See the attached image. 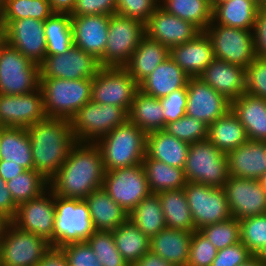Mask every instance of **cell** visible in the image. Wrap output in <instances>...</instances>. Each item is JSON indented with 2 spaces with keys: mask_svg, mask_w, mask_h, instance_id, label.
<instances>
[{
  "mask_svg": "<svg viewBox=\"0 0 266 266\" xmlns=\"http://www.w3.org/2000/svg\"><path fill=\"white\" fill-rule=\"evenodd\" d=\"M199 78L229 101L246 92L245 68L223 60L215 58Z\"/></svg>",
  "mask_w": 266,
  "mask_h": 266,
  "instance_id": "obj_23",
  "label": "cell"
},
{
  "mask_svg": "<svg viewBox=\"0 0 266 266\" xmlns=\"http://www.w3.org/2000/svg\"><path fill=\"white\" fill-rule=\"evenodd\" d=\"M101 66L99 60L75 45L63 54L49 55L39 64L40 78H93Z\"/></svg>",
  "mask_w": 266,
  "mask_h": 266,
  "instance_id": "obj_16",
  "label": "cell"
},
{
  "mask_svg": "<svg viewBox=\"0 0 266 266\" xmlns=\"http://www.w3.org/2000/svg\"><path fill=\"white\" fill-rule=\"evenodd\" d=\"M111 15L71 16L73 45L102 63Z\"/></svg>",
  "mask_w": 266,
  "mask_h": 266,
  "instance_id": "obj_22",
  "label": "cell"
},
{
  "mask_svg": "<svg viewBox=\"0 0 266 266\" xmlns=\"http://www.w3.org/2000/svg\"><path fill=\"white\" fill-rule=\"evenodd\" d=\"M169 56L168 47L144 36L123 68L140 84Z\"/></svg>",
  "mask_w": 266,
  "mask_h": 266,
  "instance_id": "obj_30",
  "label": "cell"
},
{
  "mask_svg": "<svg viewBox=\"0 0 266 266\" xmlns=\"http://www.w3.org/2000/svg\"><path fill=\"white\" fill-rule=\"evenodd\" d=\"M45 118L40 87L21 95L0 94V127L28 128Z\"/></svg>",
  "mask_w": 266,
  "mask_h": 266,
  "instance_id": "obj_18",
  "label": "cell"
},
{
  "mask_svg": "<svg viewBox=\"0 0 266 266\" xmlns=\"http://www.w3.org/2000/svg\"><path fill=\"white\" fill-rule=\"evenodd\" d=\"M25 170L26 169H24L22 166L17 165L12 161L7 162L4 160H0V177L6 182L20 175Z\"/></svg>",
  "mask_w": 266,
  "mask_h": 266,
  "instance_id": "obj_58",
  "label": "cell"
},
{
  "mask_svg": "<svg viewBox=\"0 0 266 266\" xmlns=\"http://www.w3.org/2000/svg\"><path fill=\"white\" fill-rule=\"evenodd\" d=\"M190 144L163 130L146 136V155L169 166L184 169Z\"/></svg>",
  "mask_w": 266,
  "mask_h": 266,
  "instance_id": "obj_31",
  "label": "cell"
},
{
  "mask_svg": "<svg viewBox=\"0 0 266 266\" xmlns=\"http://www.w3.org/2000/svg\"><path fill=\"white\" fill-rule=\"evenodd\" d=\"M158 6L159 0H116V14L145 24Z\"/></svg>",
  "mask_w": 266,
  "mask_h": 266,
  "instance_id": "obj_49",
  "label": "cell"
},
{
  "mask_svg": "<svg viewBox=\"0 0 266 266\" xmlns=\"http://www.w3.org/2000/svg\"><path fill=\"white\" fill-rule=\"evenodd\" d=\"M144 166L151 193L177 190L185 187L187 179L184 169L169 166L145 155Z\"/></svg>",
  "mask_w": 266,
  "mask_h": 266,
  "instance_id": "obj_38",
  "label": "cell"
},
{
  "mask_svg": "<svg viewBox=\"0 0 266 266\" xmlns=\"http://www.w3.org/2000/svg\"><path fill=\"white\" fill-rule=\"evenodd\" d=\"M145 36L169 49L194 39L202 31L188 21L168 13L160 5L144 24Z\"/></svg>",
  "mask_w": 266,
  "mask_h": 266,
  "instance_id": "obj_21",
  "label": "cell"
},
{
  "mask_svg": "<svg viewBox=\"0 0 266 266\" xmlns=\"http://www.w3.org/2000/svg\"><path fill=\"white\" fill-rule=\"evenodd\" d=\"M112 235L118 251L130 266L150 250V238L130 219L112 230Z\"/></svg>",
  "mask_w": 266,
  "mask_h": 266,
  "instance_id": "obj_37",
  "label": "cell"
},
{
  "mask_svg": "<svg viewBox=\"0 0 266 266\" xmlns=\"http://www.w3.org/2000/svg\"><path fill=\"white\" fill-rule=\"evenodd\" d=\"M53 247L87 241L94 233L90 212L85 200L55 195Z\"/></svg>",
  "mask_w": 266,
  "mask_h": 266,
  "instance_id": "obj_5",
  "label": "cell"
},
{
  "mask_svg": "<svg viewBox=\"0 0 266 266\" xmlns=\"http://www.w3.org/2000/svg\"><path fill=\"white\" fill-rule=\"evenodd\" d=\"M256 57L266 59V9L259 8L253 29Z\"/></svg>",
  "mask_w": 266,
  "mask_h": 266,
  "instance_id": "obj_55",
  "label": "cell"
},
{
  "mask_svg": "<svg viewBox=\"0 0 266 266\" xmlns=\"http://www.w3.org/2000/svg\"><path fill=\"white\" fill-rule=\"evenodd\" d=\"M10 222L11 220L0 211V235L5 231V228Z\"/></svg>",
  "mask_w": 266,
  "mask_h": 266,
  "instance_id": "obj_63",
  "label": "cell"
},
{
  "mask_svg": "<svg viewBox=\"0 0 266 266\" xmlns=\"http://www.w3.org/2000/svg\"><path fill=\"white\" fill-rule=\"evenodd\" d=\"M139 84L123 67H101L92 78L91 101L130 109Z\"/></svg>",
  "mask_w": 266,
  "mask_h": 266,
  "instance_id": "obj_12",
  "label": "cell"
},
{
  "mask_svg": "<svg viewBox=\"0 0 266 266\" xmlns=\"http://www.w3.org/2000/svg\"><path fill=\"white\" fill-rule=\"evenodd\" d=\"M50 247L46 239L10 222L0 235L1 266H37Z\"/></svg>",
  "mask_w": 266,
  "mask_h": 266,
  "instance_id": "obj_10",
  "label": "cell"
},
{
  "mask_svg": "<svg viewBox=\"0 0 266 266\" xmlns=\"http://www.w3.org/2000/svg\"><path fill=\"white\" fill-rule=\"evenodd\" d=\"M4 22L5 41L31 61L40 64L46 58L45 21L23 18Z\"/></svg>",
  "mask_w": 266,
  "mask_h": 266,
  "instance_id": "obj_20",
  "label": "cell"
},
{
  "mask_svg": "<svg viewBox=\"0 0 266 266\" xmlns=\"http://www.w3.org/2000/svg\"><path fill=\"white\" fill-rule=\"evenodd\" d=\"M6 185L14 202L19 205L40 196L49 188V181L33 169L25 170Z\"/></svg>",
  "mask_w": 266,
  "mask_h": 266,
  "instance_id": "obj_42",
  "label": "cell"
},
{
  "mask_svg": "<svg viewBox=\"0 0 266 266\" xmlns=\"http://www.w3.org/2000/svg\"><path fill=\"white\" fill-rule=\"evenodd\" d=\"M241 242L254 256L266 252V214L240 220Z\"/></svg>",
  "mask_w": 266,
  "mask_h": 266,
  "instance_id": "obj_43",
  "label": "cell"
},
{
  "mask_svg": "<svg viewBox=\"0 0 266 266\" xmlns=\"http://www.w3.org/2000/svg\"><path fill=\"white\" fill-rule=\"evenodd\" d=\"M46 117L71 120L78 110L91 101L92 78H40Z\"/></svg>",
  "mask_w": 266,
  "mask_h": 266,
  "instance_id": "obj_4",
  "label": "cell"
},
{
  "mask_svg": "<svg viewBox=\"0 0 266 266\" xmlns=\"http://www.w3.org/2000/svg\"><path fill=\"white\" fill-rule=\"evenodd\" d=\"M102 188L127 213L151 194L143 164L105 171Z\"/></svg>",
  "mask_w": 266,
  "mask_h": 266,
  "instance_id": "obj_13",
  "label": "cell"
},
{
  "mask_svg": "<svg viewBox=\"0 0 266 266\" xmlns=\"http://www.w3.org/2000/svg\"><path fill=\"white\" fill-rule=\"evenodd\" d=\"M186 115L210 125L231 109V101L199 77L187 82Z\"/></svg>",
  "mask_w": 266,
  "mask_h": 266,
  "instance_id": "obj_19",
  "label": "cell"
},
{
  "mask_svg": "<svg viewBox=\"0 0 266 266\" xmlns=\"http://www.w3.org/2000/svg\"><path fill=\"white\" fill-rule=\"evenodd\" d=\"M229 176L259 179L266 173V142L247 140L227 153Z\"/></svg>",
  "mask_w": 266,
  "mask_h": 266,
  "instance_id": "obj_24",
  "label": "cell"
},
{
  "mask_svg": "<svg viewBox=\"0 0 266 266\" xmlns=\"http://www.w3.org/2000/svg\"><path fill=\"white\" fill-rule=\"evenodd\" d=\"M87 242L102 266H130L118 251L112 231L95 230Z\"/></svg>",
  "mask_w": 266,
  "mask_h": 266,
  "instance_id": "obj_45",
  "label": "cell"
},
{
  "mask_svg": "<svg viewBox=\"0 0 266 266\" xmlns=\"http://www.w3.org/2000/svg\"><path fill=\"white\" fill-rule=\"evenodd\" d=\"M255 3H257L258 5L262 2V0H253Z\"/></svg>",
  "mask_w": 266,
  "mask_h": 266,
  "instance_id": "obj_69",
  "label": "cell"
},
{
  "mask_svg": "<svg viewBox=\"0 0 266 266\" xmlns=\"http://www.w3.org/2000/svg\"><path fill=\"white\" fill-rule=\"evenodd\" d=\"M259 8L253 0H229L213 10V20L210 24L253 31Z\"/></svg>",
  "mask_w": 266,
  "mask_h": 266,
  "instance_id": "obj_35",
  "label": "cell"
},
{
  "mask_svg": "<svg viewBox=\"0 0 266 266\" xmlns=\"http://www.w3.org/2000/svg\"><path fill=\"white\" fill-rule=\"evenodd\" d=\"M239 266H265V265L262 256H253L244 264H241Z\"/></svg>",
  "mask_w": 266,
  "mask_h": 266,
  "instance_id": "obj_61",
  "label": "cell"
},
{
  "mask_svg": "<svg viewBox=\"0 0 266 266\" xmlns=\"http://www.w3.org/2000/svg\"><path fill=\"white\" fill-rule=\"evenodd\" d=\"M128 120V113L119 106L100 105L89 101L70 120L77 142L96 143Z\"/></svg>",
  "mask_w": 266,
  "mask_h": 266,
  "instance_id": "obj_7",
  "label": "cell"
},
{
  "mask_svg": "<svg viewBox=\"0 0 266 266\" xmlns=\"http://www.w3.org/2000/svg\"><path fill=\"white\" fill-rule=\"evenodd\" d=\"M183 189L196 230L232 217L223 187L187 182Z\"/></svg>",
  "mask_w": 266,
  "mask_h": 266,
  "instance_id": "obj_14",
  "label": "cell"
},
{
  "mask_svg": "<svg viewBox=\"0 0 266 266\" xmlns=\"http://www.w3.org/2000/svg\"><path fill=\"white\" fill-rule=\"evenodd\" d=\"M189 78L184 70L168 57L139 84V90L160 99L173 91L186 88Z\"/></svg>",
  "mask_w": 266,
  "mask_h": 266,
  "instance_id": "obj_26",
  "label": "cell"
},
{
  "mask_svg": "<svg viewBox=\"0 0 266 266\" xmlns=\"http://www.w3.org/2000/svg\"><path fill=\"white\" fill-rule=\"evenodd\" d=\"M147 134L127 120L100 138L99 147L105 171L141 164L146 155Z\"/></svg>",
  "mask_w": 266,
  "mask_h": 266,
  "instance_id": "obj_3",
  "label": "cell"
},
{
  "mask_svg": "<svg viewBox=\"0 0 266 266\" xmlns=\"http://www.w3.org/2000/svg\"><path fill=\"white\" fill-rule=\"evenodd\" d=\"M231 110L245 127L249 140L266 142V99L243 93Z\"/></svg>",
  "mask_w": 266,
  "mask_h": 266,
  "instance_id": "obj_27",
  "label": "cell"
},
{
  "mask_svg": "<svg viewBox=\"0 0 266 266\" xmlns=\"http://www.w3.org/2000/svg\"><path fill=\"white\" fill-rule=\"evenodd\" d=\"M129 219L147 237L152 238L166 227L159 196L151 193L129 213Z\"/></svg>",
  "mask_w": 266,
  "mask_h": 266,
  "instance_id": "obj_40",
  "label": "cell"
},
{
  "mask_svg": "<svg viewBox=\"0 0 266 266\" xmlns=\"http://www.w3.org/2000/svg\"><path fill=\"white\" fill-rule=\"evenodd\" d=\"M261 256H262L264 265L266 266V252L263 255H261Z\"/></svg>",
  "mask_w": 266,
  "mask_h": 266,
  "instance_id": "obj_68",
  "label": "cell"
},
{
  "mask_svg": "<svg viewBox=\"0 0 266 266\" xmlns=\"http://www.w3.org/2000/svg\"><path fill=\"white\" fill-rule=\"evenodd\" d=\"M258 180L262 184L263 189L266 191V173H264Z\"/></svg>",
  "mask_w": 266,
  "mask_h": 266,
  "instance_id": "obj_65",
  "label": "cell"
},
{
  "mask_svg": "<svg viewBox=\"0 0 266 266\" xmlns=\"http://www.w3.org/2000/svg\"><path fill=\"white\" fill-rule=\"evenodd\" d=\"M128 120L146 134L164 129V111L160 99L143 93L141 90L131 102Z\"/></svg>",
  "mask_w": 266,
  "mask_h": 266,
  "instance_id": "obj_33",
  "label": "cell"
},
{
  "mask_svg": "<svg viewBox=\"0 0 266 266\" xmlns=\"http://www.w3.org/2000/svg\"><path fill=\"white\" fill-rule=\"evenodd\" d=\"M259 7L266 9V0H262V2L259 4Z\"/></svg>",
  "mask_w": 266,
  "mask_h": 266,
  "instance_id": "obj_67",
  "label": "cell"
},
{
  "mask_svg": "<svg viewBox=\"0 0 266 266\" xmlns=\"http://www.w3.org/2000/svg\"><path fill=\"white\" fill-rule=\"evenodd\" d=\"M145 36L141 21L119 14L110 16L107 43L101 67H124Z\"/></svg>",
  "mask_w": 266,
  "mask_h": 266,
  "instance_id": "obj_9",
  "label": "cell"
},
{
  "mask_svg": "<svg viewBox=\"0 0 266 266\" xmlns=\"http://www.w3.org/2000/svg\"><path fill=\"white\" fill-rule=\"evenodd\" d=\"M211 241L199 230L193 231L189 249V260L186 266H211L217 255Z\"/></svg>",
  "mask_w": 266,
  "mask_h": 266,
  "instance_id": "obj_48",
  "label": "cell"
},
{
  "mask_svg": "<svg viewBox=\"0 0 266 266\" xmlns=\"http://www.w3.org/2000/svg\"><path fill=\"white\" fill-rule=\"evenodd\" d=\"M193 232L165 227L150 238V252L175 266H186Z\"/></svg>",
  "mask_w": 266,
  "mask_h": 266,
  "instance_id": "obj_28",
  "label": "cell"
},
{
  "mask_svg": "<svg viewBox=\"0 0 266 266\" xmlns=\"http://www.w3.org/2000/svg\"><path fill=\"white\" fill-rule=\"evenodd\" d=\"M46 56L66 53L73 45L70 14L53 13L44 22Z\"/></svg>",
  "mask_w": 266,
  "mask_h": 266,
  "instance_id": "obj_41",
  "label": "cell"
},
{
  "mask_svg": "<svg viewBox=\"0 0 266 266\" xmlns=\"http://www.w3.org/2000/svg\"><path fill=\"white\" fill-rule=\"evenodd\" d=\"M164 111V127L186 115L187 88L171 92L166 97L160 98Z\"/></svg>",
  "mask_w": 266,
  "mask_h": 266,
  "instance_id": "obj_52",
  "label": "cell"
},
{
  "mask_svg": "<svg viewBox=\"0 0 266 266\" xmlns=\"http://www.w3.org/2000/svg\"><path fill=\"white\" fill-rule=\"evenodd\" d=\"M163 210L166 227L171 229L196 230L184 189L157 193Z\"/></svg>",
  "mask_w": 266,
  "mask_h": 266,
  "instance_id": "obj_36",
  "label": "cell"
},
{
  "mask_svg": "<svg viewBox=\"0 0 266 266\" xmlns=\"http://www.w3.org/2000/svg\"><path fill=\"white\" fill-rule=\"evenodd\" d=\"M105 168L95 143L77 142L56 175L49 181L54 195L84 200L92 191L102 188Z\"/></svg>",
  "mask_w": 266,
  "mask_h": 266,
  "instance_id": "obj_1",
  "label": "cell"
},
{
  "mask_svg": "<svg viewBox=\"0 0 266 266\" xmlns=\"http://www.w3.org/2000/svg\"><path fill=\"white\" fill-rule=\"evenodd\" d=\"M159 5L168 13L188 21L205 31L213 20L209 0H159Z\"/></svg>",
  "mask_w": 266,
  "mask_h": 266,
  "instance_id": "obj_39",
  "label": "cell"
},
{
  "mask_svg": "<svg viewBox=\"0 0 266 266\" xmlns=\"http://www.w3.org/2000/svg\"><path fill=\"white\" fill-rule=\"evenodd\" d=\"M223 189L230 213L237 220L266 214V191L259 180L229 176Z\"/></svg>",
  "mask_w": 266,
  "mask_h": 266,
  "instance_id": "obj_17",
  "label": "cell"
},
{
  "mask_svg": "<svg viewBox=\"0 0 266 266\" xmlns=\"http://www.w3.org/2000/svg\"><path fill=\"white\" fill-rule=\"evenodd\" d=\"M55 195L48 188L40 196L18 205L11 222L19 229L46 239L53 246Z\"/></svg>",
  "mask_w": 266,
  "mask_h": 266,
  "instance_id": "obj_15",
  "label": "cell"
},
{
  "mask_svg": "<svg viewBox=\"0 0 266 266\" xmlns=\"http://www.w3.org/2000/svg\"><path fill=\"white\" fill-rule=\"evenodd\" d=\"M132 266H175L167 262L162 257H159L152 252H147L140 260L134 263Z\"/></svg>",
  "mask_w": 266,
  "mask_h": 266,
  "instance_id": "obj_59",
  "label": "cell"
},
{
  "mask_svg": "<svg viewBox=\"0 0 266 266\" xmlns=\"http://www.w3.org/2000/svg\"><path fill=\"white\" fill-rule=\"evenodd\" d=\"M68 266H102L87 241L70 243L61 247Z\"/></svg>",
  "mask_w": 266,
  "mask_h": 266,
  "instance_id": "obj_51",
  "label": "cell"
},
{
  "mask_svg": "<svg viewBox=\"0 0 266 266\" xmlns=\"http://www.w3.org/2000/svg\"><path fill=\"white\" fill-rule=\"evenodd\" d=\"M221 152L228 153L248 140L245 127L230 109L208 126V138Z\"/></svg>",
  "mask_w": 266,
  "mask_h": 266,
  "instance_id": "obj_34",
  "label": "cell"
},
{
  "mask_svg": "<svg viewBox=\"0 0 266 266\" xmlns=\"http://www.w3.org/2000/svg\"><path fill=\"white\" fill-rule=\"evenodd\" d=\"M5 1H6V0H0V11H4V8H5Z\"/></svg>",
  "mask_w": 266,
  "mask_h": 266,
  "instance_id": "obj_66",
  "label": "cell"
},
{
  "mask_svg": "<svg viewBox=\"0 0 266 266\" xmlns=\"http://www.w3.org/2000/svg\"><path fill=\"white\" fill-rule=\"evenodd\" d=\"M37 266H68V263L62 249L51 246Z\"/></svg>",
  "mask_w": 266,
  "mask_h": 266,
  "instance_id": "obj_57",
  "label": "cell"
},
{
  "mask_svg": "<svg viewBox=\"0 0 266 266\" xmlns=\"http://www.w3.org/2000/svg\"><path fill=\"white\" fill-rule=\"evenodd\" d=\"M163 131L188 144L204 141L208 138V125L187 115L165 124Z\"/></svg>",
  "mask_w": 266,
  "mask_h": 266,
  "instance_id": "obj_47",
  "label": "cell"
},
{
  "mask_svg": "<svg viewBox=\"0 0 266 266\" xmlns=\"http://www.w3.org/2000/svg\"><path fill=\"white\" fill-rule=\"evenodd\" d=\"M53 14L48 0H6L4 20L34 18L45 21Z\"/></svg>",
  "mask_w": 266,
  "mask_h": 266,
  "instance_id": "obj_44",
  "label": "cell"
},
{
  "mask_svg": "<svg viewBox=\"0 0 266 266\" xmlns=\"http://www.w3.org/2000/svg\"><path fill=\"white\" fill-rule=\"evenodd\" d=\"M189 77H199L215 59L210 38L202 31L194 39L170 48V56Z\"/></svg>",
  "mask_w": 266,
  "mask_h": 266,
  "instance_id": "obj_25",
  "label": "cell"
},
{
  "mask_svg": "<svg viewBox=\"0 0 266 266\" xmlns=\"http://www.w3.org/2000/svg\"><path fill=\"white\" fill-rule=\"evenodd\" d=\"M228 1L229 0H209L212 10H214L217 6H219L225 2H228Z\"/></svg>",
  "mask_w": 266,
  "mask_h": 266,
  "instance_id": "obj_64",
  "label": "cell"
},
{
  "mask_svg": "<svg viewBox=\"0 0 266 266\" xmlns=\"http://www.w3.org/2000/svg\"><path fill=\"white\" fill-rule=\"evenodd\" d=\"M205 32L216 59L246 68L256 57L252 30L209 24Z\"/></svg>",
  "mask_w": 266,
  "mask_h": 266,
  "instance_id": "obj_11",
  "label": "cell"
},
{
  "mask_svg": "<svg viewBox=\"0 0 266 266\" xmlns=\"http://www.w3.org/2000/svg\"><path fill=\"white\" fill-rule=\"evenodd\" d=\"M39 85V64L3 41L0 44V94H26L37 90Z\"/></svg>",
  "mask_w": 266,
  "mask_h": 266,
  "instance_id": "obj_8",
  "label": "cell"
},
{
  "mask_svg": "<svg viewBox=\"0 0 266 266\" xmlns=\"http://www.w3.org/2000/svg\"><path fill=\"white\" fill-rule=\"evenodd\" d=\"M199 231L218 250L241 242L240 221L234 217L222 222L206 225L199 229Z\"/></svg>",
  "mask_w": 266,
  "mask_h": 266,
  "instance_id": "obj_46",
  "label": "cell"
},
{
  "mask_svg": "<svg viewBox=\"0 0 266 266\" xmlns=\"http://www.w3.org/2000/svg\"><path fill=\"white\" fill-rule=\"evenodd\" d=\"M34 161V170L50 181L77 143L70 120L46 117L26 128Z\"/></svg>",
  "mask_w": 266,
  "mask_h": 266,
  "instance_id": "obj_2",
  "label": "cell"
},
{
  "mask_svg": "<svg viewBox=\"0 0 266 266\" xmlns=\"http://www.w3.org/2000/svg\"><path fill=\"white\" fill-rule=\"evenodd\" d=\"M18 205L14 202L6 181L0 177V211L12 220L17 212Z\"/></svg>",
  "mask_w": 266,
  "mask_h": 266,
  "instance_id": "obj_56",
  "label": "cell"
},
{
  "mask_svg": "<svg viewBox=\"0 0 266 266\" xmlns=\"http://www.w3.org/2000/svg\"><path fill=\"white\" fill-rule=\"evenodd\" d=\"M253 256L242 242H238L218 250L211 266H239Z\"/></svg>",
  "mask_w": 266,
  "mask_h": 266,
  "instance_id": "obj_53",
  "label": "cell"
},
{
  "mask_svg": "<svg viewBox=\"0 0 266 266\" xmlns=\"http://www.w3.org/2000/svg\"><path fill=\"white\" fill-rule=\"evenodd\" d=\"M116 14V0H76L70 16Z\"/></svg>",
  "mask_w": 266,
  "mask_h": 266,
  "instance_id": "obj_54",
  "label": "cell"
},
{
  "mask_svg": "<svg viewBox=\"0 0 266 266\" xmlns=\"http://www.w3.org/2000/svg\"><path fill=\"white\" fill-rule=\"evenodd\" d=\"M246 93L266 99V59L255 57L245 68Z\"/></svg>",
  "mask_w": 266,
  "mask_h": 266,
  "instance_id": "obj_50",
  "label": "cell"
},
{
  "mask_svg": "<svg viewBox=\"0 0 266 266\" xmlns=\"http://www.w3.org/2000/svg\"><path fill=\"white\" fill-rule=\"evenodd\" d=\"M95 230L112 231L129 219L127 213L103 188L92 191L85 199Z\"/></svg>",
  "mask_w": 266,
  "mask_h": 266,
  "instance_id": "obj_29",
  "label": "cell"
},
{
  "mask_svg": "<svg viewBox=\"0 0 266 266\" xmlns=\"http://www.w3.org/2000/svg\"><path fill=\"white\" fill-rule=\"evenodd\" d=\"M184 173L187 182L223 187L229 178L227 154L208 139L190 144Z\"/></svg>",
  "mask_w": 266,
  "mask_h": 266,
  "instance_id": "obj_6",
  "label": "cell"
},
{
  "mask_svg": "<svg viewBox=\"0 0 266 266\" xmlns=\"http://www.w3.org/2000/svg\"><path fill=\"white\" fill-rule=\"evenodd\" d=\"M6 38V25L4 22L3 11H0V40L3 42Z\"/></svg>",
  "mask_w": 266,
  "mask_h": 266,
  "instance_id": "obj_62",
  "label": "cell"
},
{
  "mask_svg": "<svg viewBox=\"0 0 266 266\" xmlns=\"http://www.w3.org/2000/svg\"><path fill=\"white\" fill-rule=\"evenodd\" d=\"M0 160L12 161L26 170L34 169L31 143L26 128L0 127Z\"/></svg>",
  "mask_w": 266,
  "mask_h": 266,
  "instance_id": "obj_32",
  "label": "cell"
},
{
  "mask_svg": "<svg viewBox=\"0 0 266 266\" xmlns=\"http://www.w3.org/2000/svg\"><path fill=\"white\" fill-rule=\"evenodd\" d=\"M53 13L71 14L76 0H48Z\"/></svg>",
  "mask_w": 266,
  "mask_h": 266,
  "instance_id": "obj_60",
  "label": "cell"
}]
</instances>
